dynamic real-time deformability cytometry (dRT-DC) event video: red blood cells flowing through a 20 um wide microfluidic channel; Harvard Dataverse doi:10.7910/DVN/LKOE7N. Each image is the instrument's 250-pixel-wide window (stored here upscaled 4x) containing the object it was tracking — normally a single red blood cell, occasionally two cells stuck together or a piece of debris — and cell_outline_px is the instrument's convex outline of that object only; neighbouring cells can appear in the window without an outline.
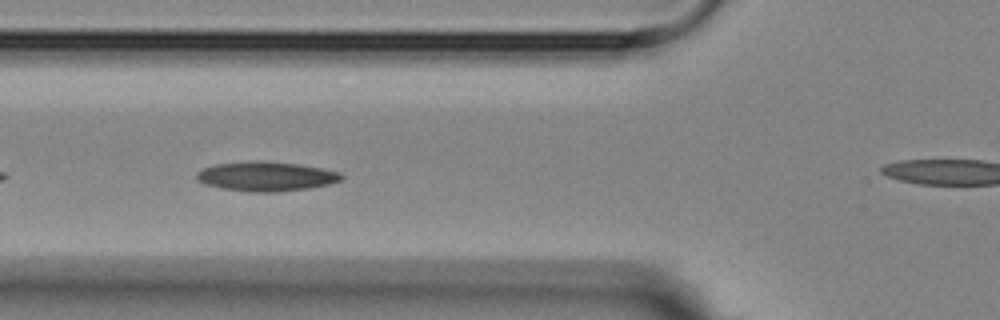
{"species": "Egyptian fruit bat (a non-hibernating species)", "species_latin": "Rousettus aegyptiacus", "temperature_condition": "room temperature", "stored_images_in_passage": 8, "camera_frame_rate_fps": 3000, "um_per_image_px": 0.085, "animal": {"sex": "female"}, "frame": {"image": 1, "passage_image": 7, "time_ms": 7.333, "image_size_px": [1000, 320], "cell_outline_px": [[344, 176], [340, 180], [328, 184], [308, 188], [280, 192], [248, 192], [220, 188], [204, 184], [196, 180], [196, 172], [204, 168], [216, 164], [252, 160], [260, 160], [296, 164], [320, 168], [340, 172]], "centroid_in_image_um": [22.57, 14.99], "position_along_channel_um": 103.2, "area_um2": 24.97}}